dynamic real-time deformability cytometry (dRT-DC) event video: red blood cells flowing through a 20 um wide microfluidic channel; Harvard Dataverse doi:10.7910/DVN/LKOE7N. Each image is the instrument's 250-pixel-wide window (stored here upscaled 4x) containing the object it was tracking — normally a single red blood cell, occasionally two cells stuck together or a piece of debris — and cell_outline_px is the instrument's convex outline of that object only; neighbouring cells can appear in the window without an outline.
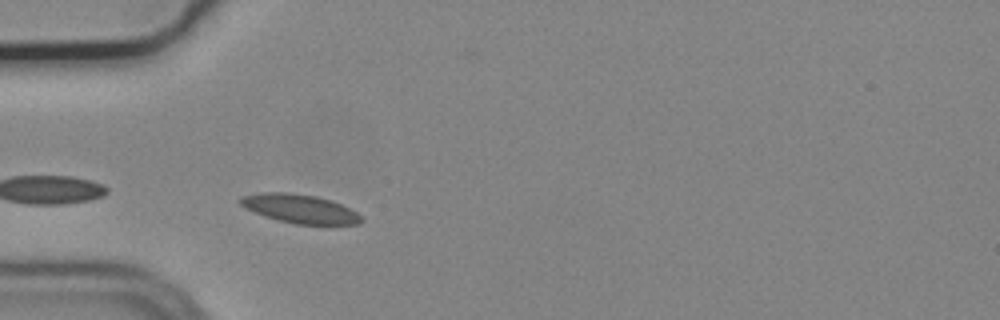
{"species": "common noctule bat (a hibernating species)", "species_latin": "Nyctalus noctula", "temperature_condition": "cold", "stored_images_in_passage": 2, "camera_frame_rate_fps": 3000, "um_per_image_px": 0.085, "animal": {"sex": "male", "body_mass_g": 19.2, "forearm_length_mm": 51.8}, "frame": {"image": 1, "passage_image": 2, "time_ms": 0.333, "image_size_px": [1000, 320], "cell_outline_px": [[364, 220], [360, 224], [296, 224], [264, 216], [244, 208], [236, 200], [240, 196], [264, 192], [288, 192], [316, 196], [332, 200], [356, 212]], "centroid_in_image_um": [25.44, 17.73], "position_along_channel_um": 59.6, "area_um2": 20.29}}